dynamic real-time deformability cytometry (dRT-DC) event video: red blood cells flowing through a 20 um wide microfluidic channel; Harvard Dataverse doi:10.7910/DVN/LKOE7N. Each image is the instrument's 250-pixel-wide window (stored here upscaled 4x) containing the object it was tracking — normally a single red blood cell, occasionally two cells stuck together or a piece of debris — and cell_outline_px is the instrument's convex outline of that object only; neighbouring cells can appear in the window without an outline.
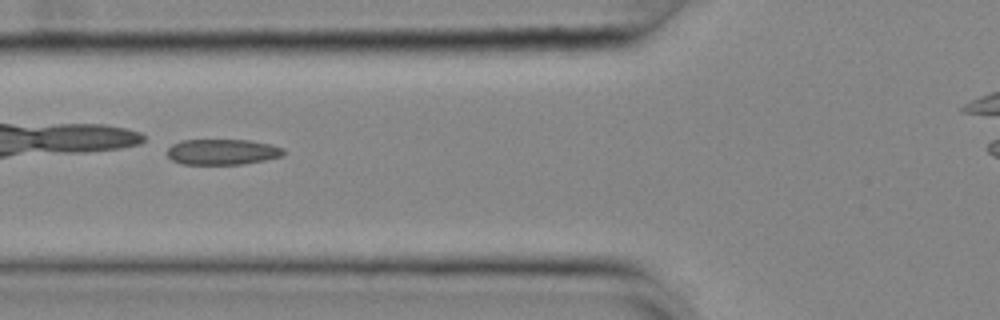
{"species": "common noctule bat (a hibernating species)", "species_latin": "Nyctalus noctula", "temperature_condition": "cold", "stored_images_in_passage": 33, "camera_frame_rate_fps": 3000, "um_per_image_px": 0.085, "animal": {"sex": "female", "body_mass_g": 25.1}, "frame": {"image": 1, "passage_image": 8, "time_ms": 2.333, "image_size_px": [1000, 320], "cell_outline_px": [[284, 152], [280, 156], [264, 160], [240, 164], [184, 164], [172, 160], [168, 156], [168, 148], [172, 144], [180, 140], [248, 140], [268, 144], [284, 148]], "centroid_in_image_um": [18.86, 12.9], "position_along_channel_um": 106.9, "area_um2": 17.17}}
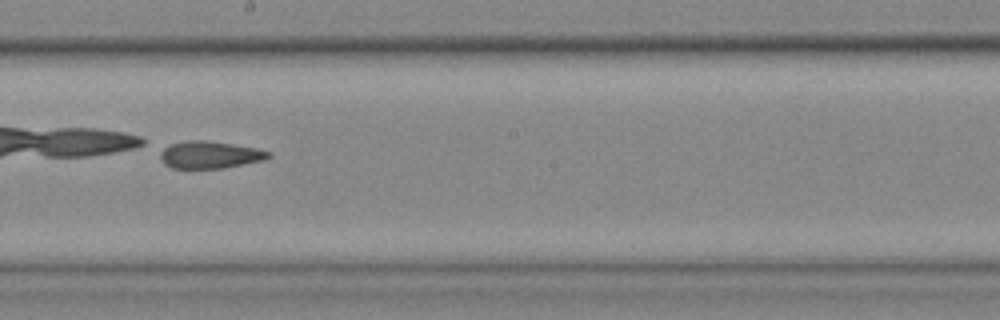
{"frame": {"image": 2, "passage_image": 18, "time_ms": 5.667, "image_size_px": [1000, 320], "cell_outline_px": [[272, 156], [264, 160], [220, 168], [172, 168], [164, 164], [160, 156], [160, 152], [164, 148], [172, 144], [188, 140], [208, 140], [256, 148], [272, 152]], "centroid_in_image_um": [17.85, 13.15], "position_along_channel_um": 230.4, "area_um2": 17.05}}
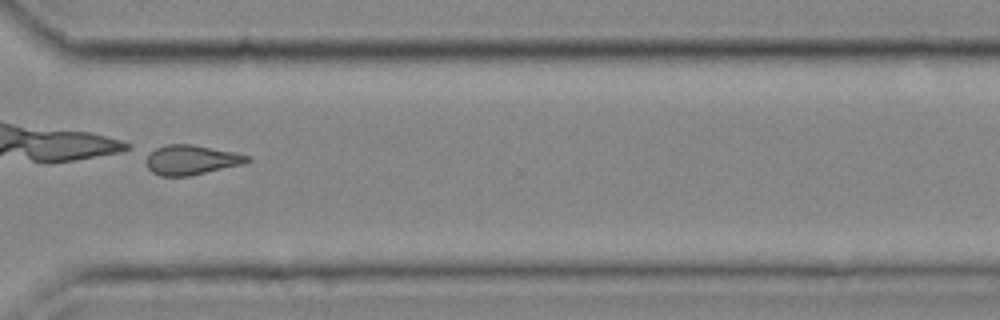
{"frame": {"image": 3, "passage_image": 28, "time_ms": 9.0, "image_size_px": [1000, 320], "cell_outline_px": [[252, 160], [244, 164], [188, 176], [160, 176], [152, 172], [148, 168], [148, 152], [156, 148], [168, 144], [192, 144], [252, 156]], "centroid_in_image_um": [16.29, 13.59], "position_along_channel_um": 354.3, "area_um2": 17.4}, "authors_computed_cell_mechanics": {"area_um2": 17.6868, "velocity_mm_per_s": 3.7048, "shape_relaxation_time_tau1_ms": 5.1976, "shape_relaxation_time_tau2_ms": 4.5457, "deformation_change_tau1": 0.1063, "deformation_change_tau2": 0.1153}}